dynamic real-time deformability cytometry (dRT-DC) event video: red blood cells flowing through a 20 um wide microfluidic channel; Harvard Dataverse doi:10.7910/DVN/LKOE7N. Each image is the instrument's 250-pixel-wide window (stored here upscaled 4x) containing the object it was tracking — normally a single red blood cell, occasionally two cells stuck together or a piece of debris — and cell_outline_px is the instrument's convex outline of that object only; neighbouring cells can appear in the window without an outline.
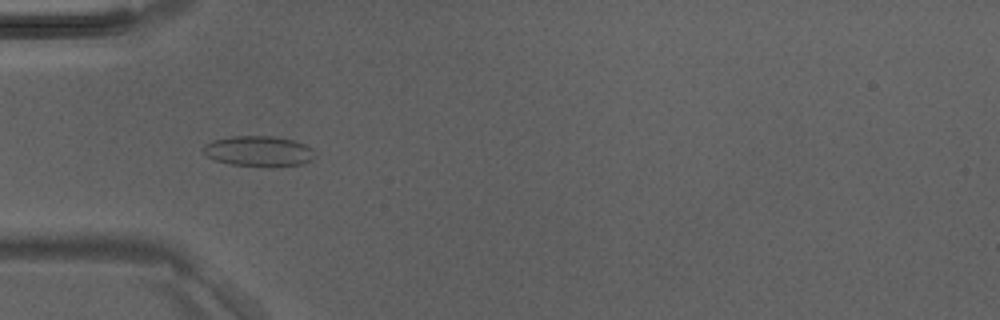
{"species": "Egyptian fruit bat (a non-hibernating species)", "species_latin": "Rousettus aegyptiacus", "temperature_condition": "room temperature", "stored_images_in_passage": 4, "camera_frame_rate_fps": 3000, "um_per_image_px": 0.085, "animal": {"sex": "male"}, "frame": {"image": 1, "passage_image": 3, "time_ms": 0.667, "image_size_px": [1000, 320], "cell_outline_px": [[316, 156], [312, 160], [304, 164], [268, 168], [232, 164], [216, 160], [208, 156], [204, 152], [204, 144], [212, 140], [232, 136], [272, 136], [292, 140], [304, 144], [312, 148], [316, 152]], "centroid_in_image_um": [22.05, 12.87], "position_along_channel_um": 63.0, "area_um2": 20.11}}